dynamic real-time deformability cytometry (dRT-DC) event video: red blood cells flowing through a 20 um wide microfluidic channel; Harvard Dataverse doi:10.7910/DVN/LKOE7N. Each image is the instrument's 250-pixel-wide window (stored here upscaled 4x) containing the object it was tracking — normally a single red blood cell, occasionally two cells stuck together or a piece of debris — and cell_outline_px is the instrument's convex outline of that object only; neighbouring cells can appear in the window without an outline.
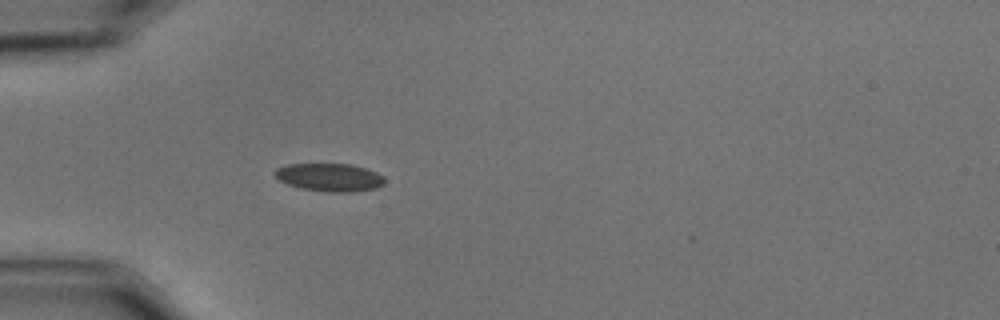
{"species": "common noctule bat (a hibernating species)", "species_latin": "Nyctalus noctula", "temperature_condition": "cold", "stored_images_in_passage": 41, "camera_frame_rate_fps": 3000, "um_per_image_px": 0.085, "animal": {"sex": "male", "body_mass_g": 15.6}, "frame": {"image": 1, "passage_image": 1, "time_ms": 0.0, "image_size_px": [1000, 320], "cell_outline_px": [[384, 184], [376, 188], [352, 192], [328, 192], [300, 188], [288, 184], [280, 180], [272, 172], [276, 168], [288, 164], [352, 164], [376, 172], [384, 180]], "centroid_in_image_um": [27.98, 15.07], "position_along_channel_um": 57.0, "area_um2": 17.8}}
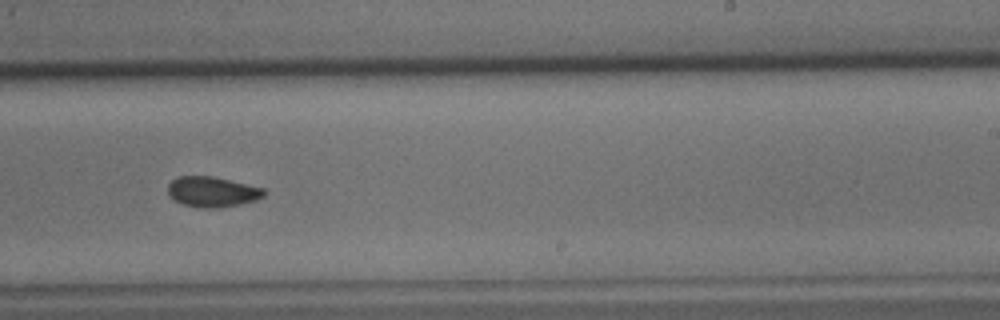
{"frame": {"image": 2, "passage_image": 20, "time_ms": 6.333, "image_size_px": [1000, 320], "cell_outline_px": [[264, 196], [256, 200], [220, 208], [200, 208], [184, 204], [168, 196], [168, 184], [172, 180], [180, 176], [212, 176], [264, 188]], "centroid_in_image_um": [18.02, 16.3], "position_along_channel_um": 271.0, "area_um2": 16.88}}
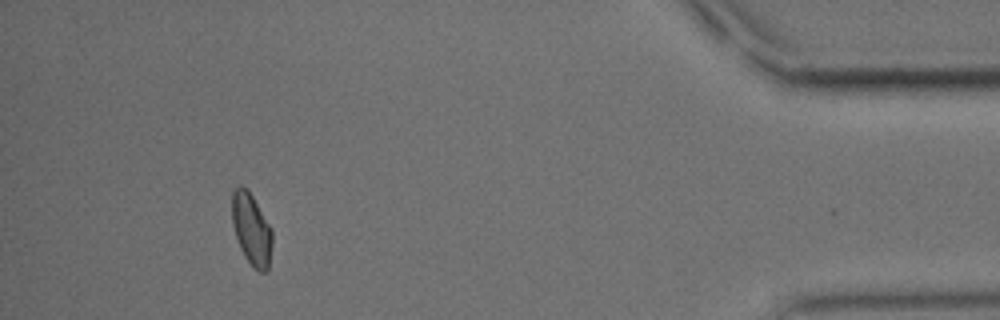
{"frame": {"image": 3, "passage_image": 37, "time_ms": 12.0, "image_size_px": [1000, 320], "cell_outline_px": [[272, 244], [268, 268], [264, 272], [260, 272], [244, 256], [240, 248], [232, 224], [232, 192], [240, 184], [248, 188], [272, 228]], "centroid_in_image_um": [21.37, 19.43], "position_along_channel_um": 413.8, "area_um2": 16.82}, "authors_computed_cell_mechanics": {"area_um2": 16.8776, "velocity_mm_per_s": 3.4894, "shape_relaxation_time_tau1_ms": 3.1326, "shape_relaxation_time_tau2_ms": 1.9321, "deformation_change_tau1": 0.0997, "deformation_change_tau2": 0.0606}}